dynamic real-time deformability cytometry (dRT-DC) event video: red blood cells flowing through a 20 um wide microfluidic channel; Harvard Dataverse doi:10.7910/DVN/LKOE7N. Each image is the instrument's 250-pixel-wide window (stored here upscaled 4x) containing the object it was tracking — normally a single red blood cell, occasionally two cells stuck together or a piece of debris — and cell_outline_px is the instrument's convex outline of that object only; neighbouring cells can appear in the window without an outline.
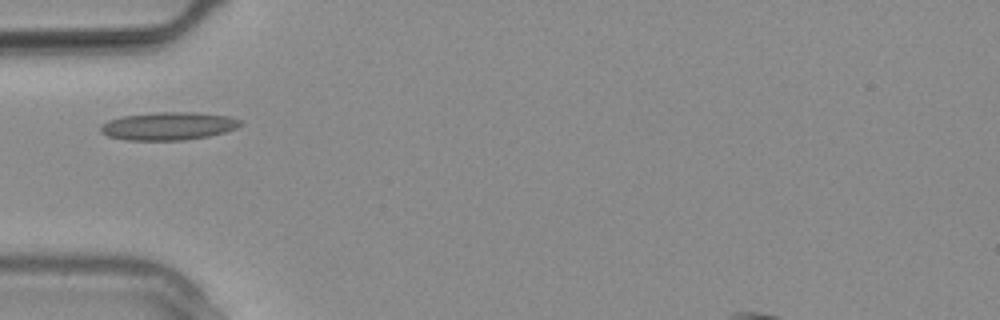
{"species": "common noctule bat (a hibernating species)", "species_latin": "Nyctalus noctula", "temperature_condition": "warm", "stored_images_in_passage": 2, "camera_frame_rate_fps": 3000, "um_per_image_px": 0.085, "animal": {"sex": "male", "body_mass_g": 20.4}, "frame": {"image": 1, "passage_image": 1, "time_ms": 0.0, "image_size_px": [1000, 320], "cell_outline_px": [[244, 124], [236, 128], [224, 132], [208, 136], [184, 140], [124, 140], [108, 136], [100, 132], [100, 124], [108, 120], [124, 116], [156, 112], [196, 112], [228, 116], [240, 120]], "centroid_in_image_um": [14.3, 10.71], "position_along_channel_um": 70.7, "area_um2": 22.83}}